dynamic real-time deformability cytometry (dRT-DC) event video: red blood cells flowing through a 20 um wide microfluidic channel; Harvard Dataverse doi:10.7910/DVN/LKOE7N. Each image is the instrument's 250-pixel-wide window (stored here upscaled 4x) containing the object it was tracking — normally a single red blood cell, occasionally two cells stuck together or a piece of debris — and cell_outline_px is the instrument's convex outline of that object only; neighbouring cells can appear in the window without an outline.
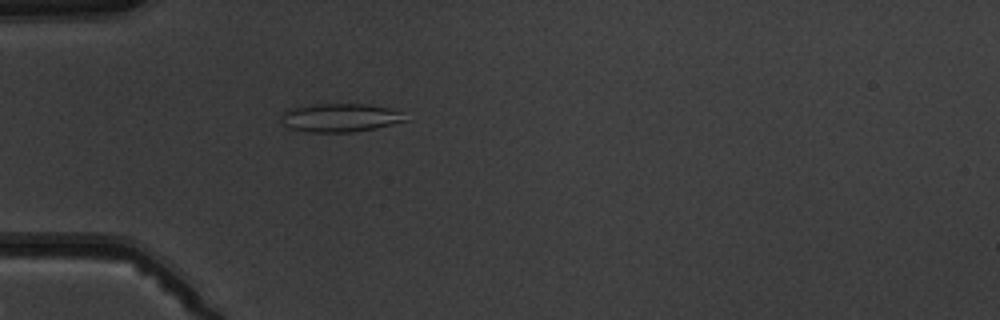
{"species": "common noctule bat (a hibernating species)", "species_latin": "Nyctalus noctula", "temperature_condition": "warm", "stored_images_in_passage": 5, "camera_frame_rate_fps": 3000, "um_per_image_px": 0.085, "animal": {"sex": "male", "body_mass_g": 19.5, "forearm_length_mm": 54.6}, "frame": {"image": 1, "passage_image": 5, "time_ms": 4.667, "image_size_px": [1000, 320], "cell_outline_px": [[408, 120], [372, 128], [352, 132], [308, 132], [292, 128], [284, 124], [280, 116], [284, 112], [296, 108], [312, 104], [364, 104], [388, 108], [400, 112]], "centroid_in_image_um": [28.9, 10.0], "position_along_channel_um": 56.1, "area_um2": 20.0}}